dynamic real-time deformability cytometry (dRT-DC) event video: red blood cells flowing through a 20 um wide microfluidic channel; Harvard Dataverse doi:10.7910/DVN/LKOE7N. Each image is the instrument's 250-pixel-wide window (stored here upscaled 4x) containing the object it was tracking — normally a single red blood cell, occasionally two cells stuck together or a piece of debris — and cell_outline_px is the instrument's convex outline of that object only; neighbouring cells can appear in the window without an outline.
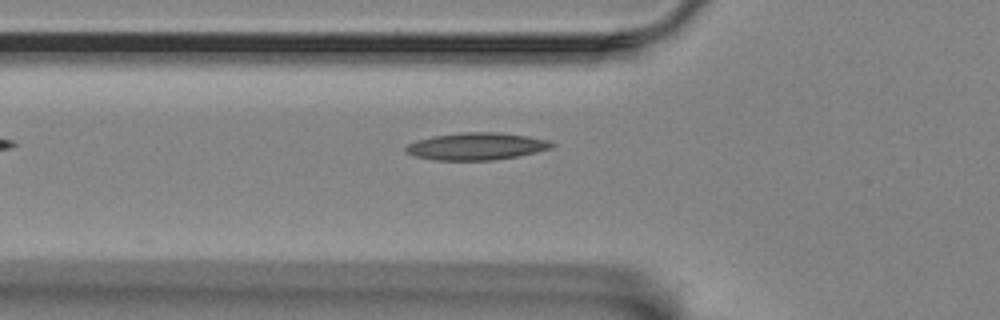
{"species": "Egyptian fruit bat (a non-hibernating species)", "species_latin": "Rousettus aegyptiacus", "temperature_condition": "room temperature", "stored_images_in_passage": 40, "camera_frame_rate_fps": 3000, "um_per_image_px": 0.085, "animal": {"sex": "female"}, "frame": {"image": 1, "passage_image": 8, "time_ms": 2.333, "image_size_px": [1000, 320], "cell_outline_px": [[556, 144], [552, 148], [536, 152], [516, 156], [492, 160], [432, 160], [416, 156], [404, 152], [404, 148], [408, 144], [416, 140], [432, 136], [460, 132], [500, 132], [528, 136], [548, 140]], "centroid_in_image_um": [40.48, 12.43], "position_along_channel_um": 85.3, "area_um2": 23.29}}
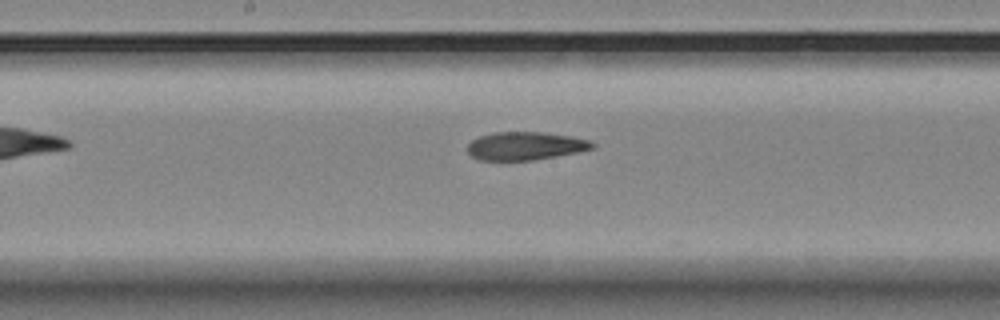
{"frame": {"image": 2, "passage_image": 18, "time_ms": 5.667, "image_size_px": [1000, 320], "cell_outline_px": [[596, 148], [556, 156], [532, 160], [480, 160], [472, 156], [468, 152], [468, 144], [472, 140], [480, 136], [492, 132], [544, 132], [572, 136], [592, 140], [596, 144]], "centroid_in_image_um": [44.7, 12.39], "position_along_channel_um": 203.5, "area_um2": 20.58}}
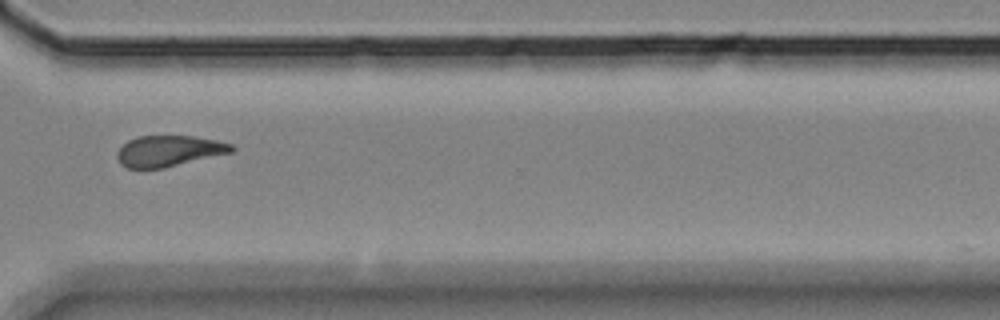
{"frame": {"image": 3, "passage_image": 31, "time_ms": 10.0, "image_size_px": [1000, 320], "cell_outline_px": [[236, 148], [232, 152], [164, 168], [128, 168], [120, 164], [116, 156], [116, 152], [128, 140], [136, 136], [192, 136], [216, 140], [232, 144]], "centroid_in_image_um": [14.34, 12.83], "position_along_channel_um": 356.3, "area_um2": 20.63}, "authors_computed_cell_mechanics": {"area_um2": 20.9525, "velocity_mm_per_s": 3.5246, "shape_relaxation_time_tau1_ms": null, "shape_relaxation_time_tau2_ms": 4.1032, "deformation_change_tau1": null, "deformation_change_tau2": 0.1201}}